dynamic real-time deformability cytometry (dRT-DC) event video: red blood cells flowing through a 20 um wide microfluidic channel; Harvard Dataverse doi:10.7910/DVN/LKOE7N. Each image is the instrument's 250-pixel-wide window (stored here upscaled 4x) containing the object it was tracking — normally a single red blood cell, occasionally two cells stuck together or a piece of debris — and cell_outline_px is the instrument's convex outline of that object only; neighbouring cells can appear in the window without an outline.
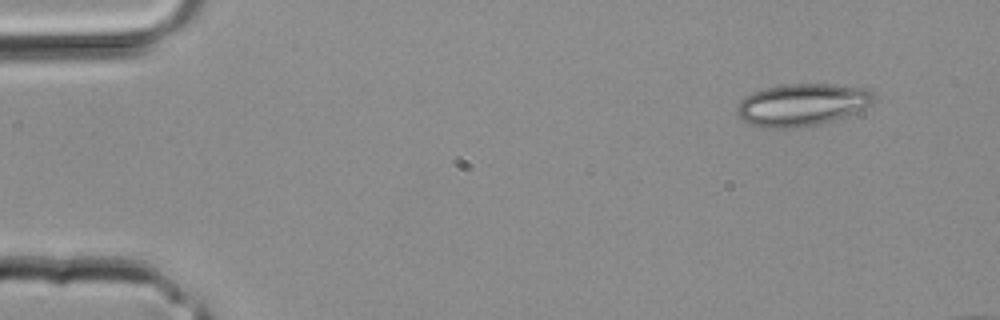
{"species": "common noctule bat (a hibernating species)", "species_latin": "Nyctalus noctula", "temperature_condition": "room temperature", "stored_images_in_passage": 3, "camera_frame_rate_fps": 3000, "um_per_image_px": 0.085, "animal": {"sex": "male", "body_mass_g": 20.4}, "frame": {"image": 1, "passage_image": 1, "time_ms": 0.0, "image_size_px": [1000, 320], "cell_outline_px": [[876, 100], [872, 104], [848, 116], [820, 124], [800, 128], [760, 128], [748, 124], [740, 120], [736, 112], [736, 108], [740, 100], [752, 92], [764, 88], [780, 84], [836, 84], [868, 88], [872, 92]], "centroid_in_image_um": [68.16, 8.91], "position_along_channel_um": 16.8, "area_um2": 34.51}}